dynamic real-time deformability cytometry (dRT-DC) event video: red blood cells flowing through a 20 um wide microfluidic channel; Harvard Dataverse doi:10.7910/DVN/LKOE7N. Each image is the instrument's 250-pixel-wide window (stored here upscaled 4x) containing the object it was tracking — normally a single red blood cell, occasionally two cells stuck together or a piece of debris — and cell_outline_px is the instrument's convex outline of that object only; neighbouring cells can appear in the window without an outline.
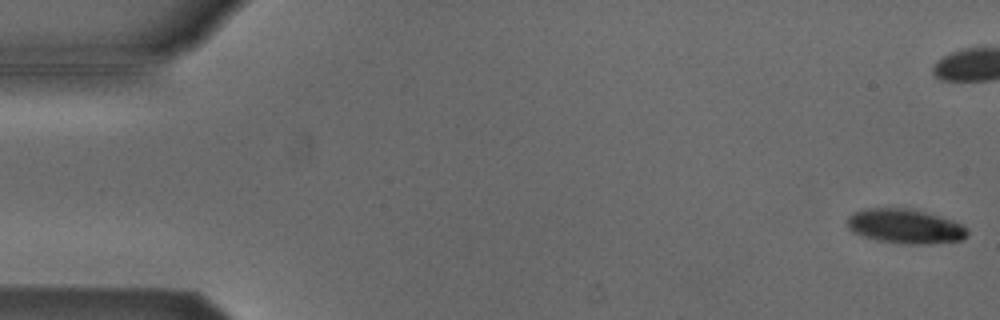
{"species": "Egyptian fruit bat (a non-hibernating species)", "species_latin": "Rousettus aegyptiacus", "temperature_condition": "cold", "stored_images_in_passage": 55, "camera_frame_rate_fps": 3000, "um_per_image_px": 0.085, "animal": {"sex": "male"}, "frame": {"image": 1, "passage_image": 1, "time_ms": 0.0, "image_size_px": [1000, 320], "cell_outline_px": [[968, 236], [964, 240], [928, 244], [908, 244], [880, 240], [864, 236], [852, 232], [848, 228], [848, 216], [852, 212], [864, 208], [912, 208], [940, 216], [952, 220], [968, 228]], "centroid_in_image_um": [76.96, 19.22], "position_along_channel_um": 8.0, "area_um2": 24.28}}
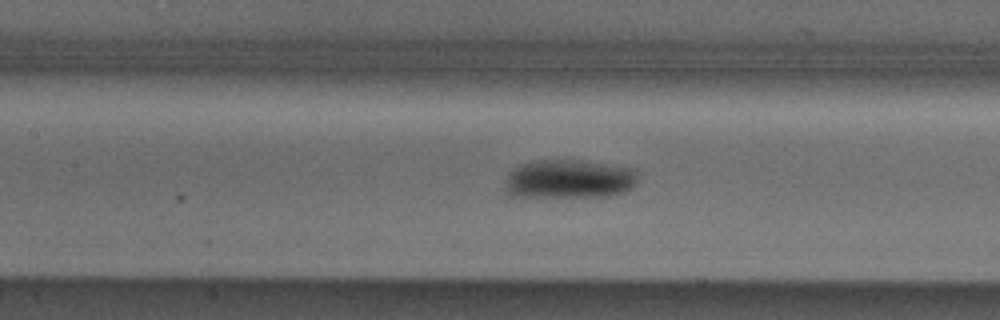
{"frame": {"image": 2, "passage_image": 24, "time_ms": 7.667, "image_size_px": [1000, 320], "cell_outline_px": [[636, 184], [624, 192], [608, 196], [512, 196], [504, 192], [504, 184], [508, 172], [512, 168], [520, 164], [536, 160], [580, 160], [632, 168], [636, 172]], "centroid_in_image_um": [48.3, 15.21], "position_along_channel_um": 159.1, "area_um2": 30.11}}
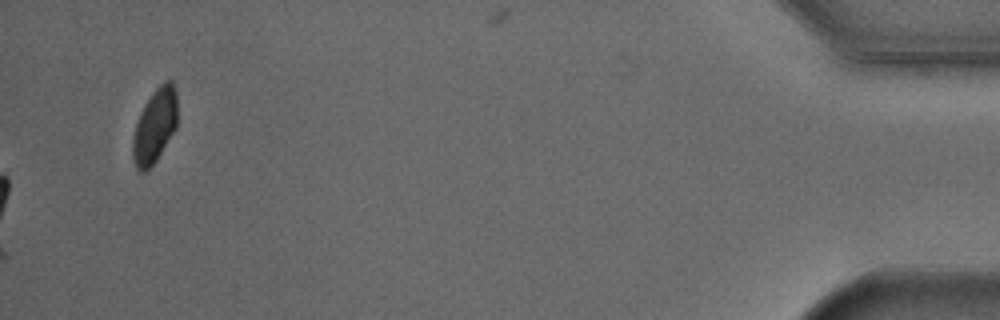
{"frame": {"image": 3, "passage_image": 55, "time_ms": 18.0, "image_size_px": [1000, 320], "cell_outline_px": [[176, 128], [156, 160], [144, 172], [140, 172], [136, 168], [132, 156], [132, 136], [140, 112], [144, 104], [152, 92], [164, 80], [172, 80], [176, 92]], "centroid_in_image_um": [13.14, 10.68], "position_along_channel_um": 422.1, "area_um2": 19.25}, "authors_computed_cell_mechanics": {"area_um2": 27.1082, "velocity_mm_per_s": 3.8069, "shape_relaxation_time_tau1_ms": 2.8443, "shape_relaxation_time_tau2_ms": 3.4009, "deformation_change_tau1": 0.1265, "deformation_change_tau2": 0.0282}}